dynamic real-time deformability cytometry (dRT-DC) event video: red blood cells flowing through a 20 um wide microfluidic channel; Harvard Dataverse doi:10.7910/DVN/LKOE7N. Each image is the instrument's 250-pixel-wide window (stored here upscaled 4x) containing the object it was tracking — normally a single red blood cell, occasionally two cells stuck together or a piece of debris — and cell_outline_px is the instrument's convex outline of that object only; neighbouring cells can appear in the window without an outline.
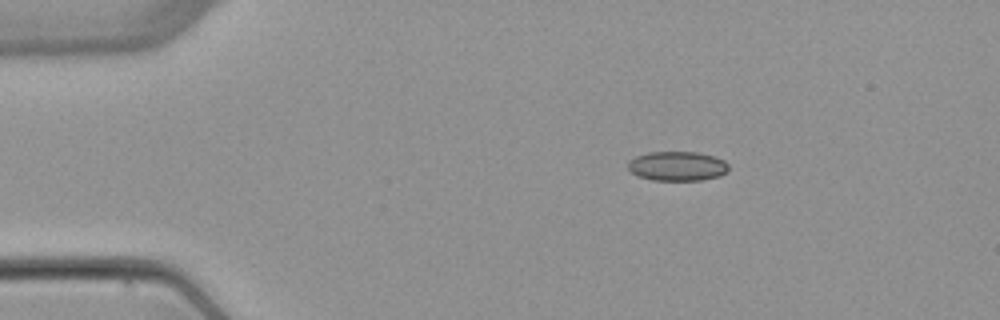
{"species": "common noctule bat (a hibernating species)", "species_latin": "Nyctalus noctula", "temperature_condition": "warm", "stored_images_in_passage": 3, "camera_frame_rate_fps": 3000, "um_per_image_px": 0.085, "animal": {"sex": "female", "body_mass_g": 22.7, "forearm_length_mm": 54.2}, "frame": {"image": 1, "passage_image": 1, "time_ms": 0.0, "image_size_px": [1000, 320], "cell_outline_px": [[728, 172], [720, 176], [700, 180], [652, 180], [636, 176], [628, 168], [628, 160], [636, 156], [648, 152], [696, 152], [712, 156], [724, 160], [728, 164]], "centroid_in_image_um": [57.56, 14.12], "position_along_channel_um": 27.4, "area_um2": 17.34}}
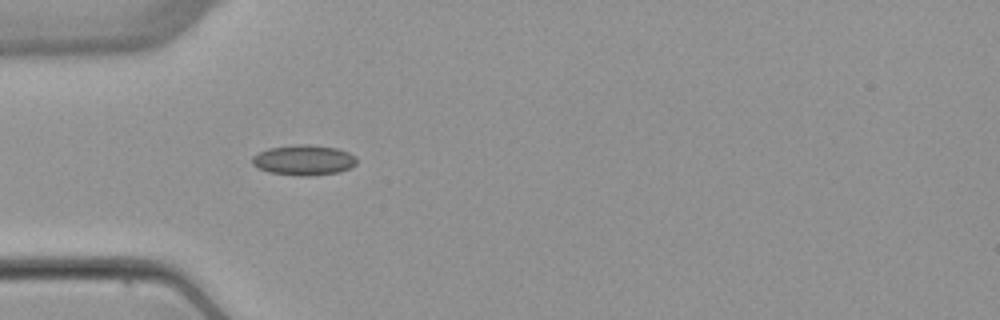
{"frame": {"image": 2, "passage_image": 3, "time_ms": 2.333, "image_size_px": [1000, 320], "cell_outline_px": [[356, 164], [340, 172], [308, 176], [304, 176], [268, 172], [252, 164], [252, 156], [268, 148], [296, 144], [304, 144], [336, 148], [348, 152], [356, 156]], "centroid_in_image_um": [25.82, 13.6], "position_along_channel_um": 59.2, "area_um2": 18.32}}